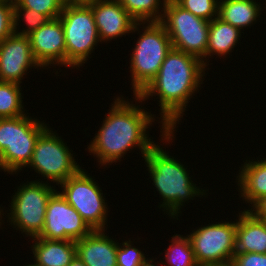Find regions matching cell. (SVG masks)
<instances>
[{
  "label": "cell",
  "mask_w": 266,
  "mask_h": 266,
  "mask_svg": "<svg viewBox=\"0 0 266 266\" xmlns=\"http://www.w3.org/2000/svg\"><path fill=\"white\" fill-rule=\"evenodd\" d=\"M3 210H4V209H1V208H0V221H2V217H1V216H2V215L4 216V214H6V213L3 212ZM1 225H2V222H0V226H1Z\"/></svg>",
  "instance_id": "cell-35"
},
{
  "label": "cell",
  "mask_w": 266,
  "mask_h": 266,
  "mask_svg": "<svg viewBox=\"0 0 266 266\" xmlns=\"http://www.w3.org/2000/svg\"><path fill=\"white\" fill-rule=\"evenodd\" d=\"M42 67L36 61L28 36L13 33L0 42V81L21 84L27 71Z\"/></svg>",
  "instance_id": "cell-13"
},
{
  "label": "cell",
  "mask_w": 266,
  "mask_h": 266,
  "mask_svg": "<svg viewBox=\"0 0 266 266\" xmlns=\"http://www.w3.org/2000/svg\"><path fill=\"white\" fill-rule=\"evenodd\" d=\"M65 0H19L13 8H29L46 15L50 20L60 16Z\"/></svg>",
  "instance_id": "cell-27"
},
{
  "label": "cell",
  "mask_w": 266,
  "mask_h": 266,
  "mask_svg": "<svg viewBox=\"0 0 266 266\" xmlns=\"http://www.w3.org/2000/svg\"><path fill=\"white\" fill-rule=\"evenodd\" d=\"M97 135L88 145V152L97 158L99 166L117 163L128 151L138 147L142 158L155 145L147 129L155 123L154 114L147 112L121 95L114 99ZM143 108V109H142ZM101 164V165H100Z\"/></svg>",
  "instance_id": "cell-2"
},
{
  "label": "cell",
  "mask_w": 266,
  "mask_h": 266,
  "mask_svg": "<svg viewBox=\"0 0 266 266\" xmlns=\"http://www.w3.org/2000/svg\"><path fill=\"white\" fill-rule=\"evenodd\" d=\"M20 84L0 81V118L25 115Z\"/></svg>",
  "instance_id": "cell-23"
},
{
  "label": "cell",
  "mask_w": 266,
  "mask_h": 266,
  "mask_svg": "<svg viewBox=\"0 0 266 266\" xmlns=\"http://www.w3.org/2000/svg\"><path fill=\"white\" fill-rule=\"evenodd\" d=\"M241 31L233 25L214 18L209 22V36L206 51V67L209 65L207 58L213 55L226 57L234 50L241 38ZM208 63V64H207Z\"/></svg>",
  "instance_id": "cell-20"
},
{
  "label": "cell",
  "mask_w": 266,
  "mask_h": 266,
  "mask_svg": "<svg viewBox=\"0 0 266 266\" xmlns=\"http://www.w3.org/2000/svg\"><path fill=\"white\" fill-rule=\"evenodd\" d=\"M141 23L142 33L136 41L130 61L131 89L139 95L157 76L167 54L173 48L171 39L160 22Z\"/></svg>",
  "instance_id": "cell-5"
},
{
  "label": "cell",
  "mask_w": 266,
  "mask_h": 266,
  "mask_svg": "<svg viewBox=\"0 0 266 266\" xmlns=\"http://www.w3.org/2000/svg\"><path fill=\"white\" fill-rule=\"evenodd\" d=\"M91 231L80 214L56 191L48 200L44 228L38 237L77 241Z\"/></svg>",
  "instance_id": "cell-12"
},
{
  "label": "cell",
  "mask_w": 266,
  "mask_h": 266,
  "mask_svg": "<svg viewBox=\"0 0 266 266\" xmlns=\"http://www.w3.org/2000/svg\"><path fill=\"white\" fill-rule=\"evenodd\" d=\"M13 4L0 0V42L14 33Z\"/></svg>",
  "instance_id": "cell-29"
},
{
  "label": "cell",
  "mask_w": 266,
  "mask_h": 266,
  "mask_svg": "<svg viewBox=\"0 0 266 266\" xmlns=\"http://www.w3.org/2000/svg\"><path fill=\"white\" fill-rule=\"evenodd\" d=\"M169 247L165 251L166 266H199L196 262L192 244L188 236L176 234L172 236Z\"/></svg>",
  "instance_id": "cell-24"
},
{
  "label": "cell",
  "mask_w": 266,
  "mask_h": 266,
  "mask_svg": "<svg viewBox=\"0 0 266 266\" xmlns=\"http://www.w3.org/2000/svg\"><path fill=\"white\" fill-rule=\"evenodd\" d=\"M261 8L256 0H219L218 18L244 31L257 22Z\"/></svg>",
  "instance_id": "cell-21"
},
{
  "label": "cell",
  "mask_w": 266,
  "mask_h": 266,
  "mask_svg": "<svg viewBox=\"0 0 266 266\" xmlns=\"http://www.w3.org/2000/svg\"><path fill=\"white\" fill-rule=\"evenodd\" d=\"M188 234L199 266L231 263L236 246V222H216Z\"/></svg>",
  "instance_id": "cell-11"
},
{
  "label": "cell",
  "mask_w": 266,
  "mask_h": 266,
  "mask_svg": "<svg viewBox=\"0 0 266 266\" xmlns=\"http://www.w3.org/2000/svg\"><path fill=\"white\" fill-rule=\"evenodd\" d=\"M236 177L240 198L250 203L251 208L266 196V158L246 160Z\"/></svg>",
  "instance_id": "cell-18"
},
{
  "label": "cell",
  "mask_w": 266,
  "mask_h": 266,
  "mask_svg": "<svg viewBox=\"0 0 266 266\" xmlns=\"http://www.w3.org/2000/svg\"><path fill=\"white\" fill-rule=\"evenodd\" d=\"M58 18L66 43V67L80 68L101 42L91 6L65 4Z\"/></svg>",
  "instance_id": "cell-6"
},
{
  "label": "cell",
  "mask_w": 266,
  "mask_h": 266,
  "mask_svg": "<svg viewBox=\"0 0 266 266\" xmlns=\"http://www.w3.org/2000/svg\"><path fill=\"white\" fill-rule=\"evenodd\" d=\"M49 126L36 140L32 159L27 167H31L44 179L59 184L75 175L81 167L71 154L72 151L65 144L62 137L52 131ZM57 135V136H56ZM49 179V180H48Z\"/></svg>",
  "instance_id": "cell-10"
},
{
  "label": "cell",
  "mask_w": 266,
  "mask_h": 266,
  "mask_svg": "<svg viewBox=\"0 0 266 266\" xmlns=\"http://www.w3.org/2000/svg\"><path fill=\"white\" fill-rule=\"evenodd\" d=\"M27 115L0 118V169L9 174L28 166L36 140L48 127V123Z\"/></svg>",
  "instance_id": "cell-4"
},
{
  "label": "cell",
  "mask_w": 266,
  "mask_h": 266,
  "mask_svg": "<svg viewBox=\"0 0 266 266\" xmlns=\"http://www.w3.org/2000/svg\"><path fill=\"white\" fill-rule=\"evenodd\" d=\"M250 211H252L258 218L266 221V196L259 200Z\"/></svg>",
  "instance_id": "cell-31"
},
{
  "label": "cell",
  "mask_w": 266,
  "mask_h": 266,
  "mask_svg": "<svg viewBox=\"0 0 266 266\" xmlns=\"http://www.w3.org/2000/svg\"><path fill=\"white\" fill-rule=\"evenodd\" d=\"M231 264L232 266H266V254L235 253Z\"/></svg>",
  "instance_id": "cell-30"
},
{
  "label": "cell",
  "mask_w": 266,
  "mask_h": 266,
  "mask_svg": "<svg viewBox=\"0 0 266 266\" xmlns=\"http://www.w3.org/2000/svg\"><path fill=\"white\" fill-rule=\"evenodd\" d=\"M56 191L47 181L38 179L17 187L9 206L10 213L6 215L11 226L26 237H38L44 228L48 200Z\"/></svg>",
  "instance_id": "cell-7"
},
{
  "label": "cell",
  "mask_w": 266,
  "mask_h": 266,
  "mask_svg": "<svg viewBox=\"0 0 266 266\" xmlns=\"http://www.w3.org/2000/svg\"><path fill=\"white\" fill-rule=\"evenodd\" d=\"M209 22L167 0L160 23L168 33L174 49L198 57L206 66Z\"/></svg>",
  "instance_id": "cell-8"
},
{
  "label": "cell",
  "mask_w": 266,
  "mask_h": 266,
  "mask_svg": "<svg viewBox=\"0 0 266 266\" xmlns=\"http://www.w3.org/2000/svg\"><path fill=\"white\" fill-rule=\"evenodd\" d=\"M63 198L92 230H107L108 205L102 189L84 169L60 183ZM106 227V228H105Z\"/></svg>",
  "instance_id": "cell-9"
},
{
  "label": "cell",
  "mask_w": 266,
  "mask_h": 266,
  "mask_svg": "<svg viewBox=\"0 0 266 266\" xmlns=\"http://www.w3.org/2000/svg\"><path fill=\"white\" fill-rule=\"evenodd\" d=\"M132 243L131 239L118 243L116 255L117 266H142L146 257L138 247L132 246L134 245Z\"/></svg>",
  "instance_id": "cell-28"
},
{
  "label": "cell",
  "mask_w": 266,
  "mask_h": 266,
  "mask_svg": "<svg viewBox=\"0 0 266 266\" xmlns=\"http://www.w3.org/2000/svg\"><path fill=\"white\" fill-rule=\"evenodd\" d=\"M197 17L211 21L218 17L219 0H174Z\"/></svg>",
  "instance_id": "cell-26"
},
{
  "label": "cell",
  "mask_w": 266,
  "mask_h": 266,
  "mask_svg": "<svg viewBox=\"0 0 266 266\" xmlns=\"http://www.w3.org/2000/svg\"><path fill=\"white\" fill-rule=\"evenodd\" d=\"M119 2L137 23H146L161 21L167 0H119Z\"/></svg>",
  "instance_id": "cell-22"
},
{
  "label": "cell",
  "mask_w": 266,
  "mask_h": 266,
  "mask_svg": "<svg viewBox=\"0 0 266 266\" xmlns=\"http://www.w3.org/2000/svg\"><path fill=\"white\" fill-rule=\"evenodd\" d=\"M68 266H86L83 261L76 255Z\"/></svg>",
  "instance_id": "cell-34"
},
{
  "label": "cell",
  "mask_w": 266,
  "mask_h": 266,
  "mask_svg": "<svg viewBox=\"0 0 266 266\" xmlns=\"http://www.w3.org/2000/svg\"><path fill=\"white\" fill-rule=\"evenodd\" d=\"M105 234V230H92L75 241L76 255L86 266H117L118 242Z\"/></svg>",
  "instance_id": "cell-16"
},
{
  "label": "cell",
  "mask_w": 266,
  "mask_h": 266,
  "mask_svg": "<svg viewBox=\"0 0 266 266\" xmlns=\"http://www.w3.org/2000/svg\"><path fill=\"white\" fill-rule=\"evenodd\" d=\"M32 239L34 263L38 266H68L76 256V243L73 240Z\"/></svg>",
  "instance_id": "cell-19"
},
{
  "label": "cell",
  "mask_w": 266,
  "mask_h": 266,
  "mask_svg": "<svg viewBox=\"0 0 266 266\" xmlns=\"http://www.w3.org/2000/svg\"><path fill=\"white\" fill-rule=\"evenodd\" d=\"M99 0H65L66 4H72V5H90Z\"/></svg>",
  "instance_id": "cell-32"
},
{
  "label": "cell",
  "mask_w": 266,
  "mask_h": 266,
  "mask_svg": "<svg viewBox=\"0 0 266 266\" xmlns=\"http://www.w3.org/2000/svg\"><path fill=\"white\" fill-rule=\"evenodd\" d=\"M90 6L101 43L141 30V23L130 16L119 0H99Z\"/></svg>",
  "instance_id": "cell-15"
},
{
  "label": "cell",
  "mask_w": 266,
  "mask_h": 266,
  "mask_svg": "<svg viewBox=\"0 0 266 266\" xmlns=\"http://www.w3.org/2000/svg\"><path fill=\"white\" fill-rule=\"evenodd\" d=\"M155 261V259H149V258H146L144 261H143V264H142V266H162V264H164V262H162V259H161V263H159L158 261H157V263L156 262H154ZM155 263V264H154ZM157 264V265H156ZM160 264V265H159Z\"/></svg>",
  "instance_id": "cell-33"
},
{
  "label": "cell",
  "mask_w": 266,
  "mask_h": 266,
  "mask_svg": "<svg viewBox=\"0 0 266 266\" xmlns=\"http://www.w3.org/2000/svg\"><path fill=\"white\" fill-rule=\"evenodd\" d=\"M206 69L198 57L172 48L157 76L139 95H135L134 100L139 103L155 95L160 99L161 141L172 143L176 125L183 118L187 103L203 84Z\"/></svg>",
  "instance_id": "cell-1"
},
{
  "label": "cell",
  "mask_w": 266,
  "mask_h": 266,
  "mask_svg": "<svg viewBox=\"0 0 266 266\" xmlns=\"http://www.w3.org/2000/svg\"><path fill=\"white\" fill-rule=\"evenodd\" d=\"M211 266H232V264L228 263V264H223V265H211Z\"/></svg>",
  "instance_id": "cell-37"
},
{
  "label": "cell",
  "mask_w": 266,
  "mask_h": 266,
  "mask_svg": "<svg viewBox=\"0 0 266 266\" xmlns=\"http://www.w3.org/2000/svg\"><path fill=\"white\" fill-rule=\"evenodd\" d=\"M24 266H38V265H36L35 263H32V264H28V265H24Z\"/></svg>",
  "instance_id": "cell-38"
},
{
  "label": "cell",
  "mask_w": 266,
  "mask_h": 266,
  "mask_svg": "<svg viewBox=\"0 0 266 266\" xmlns=\"http://www.w3.org/2000/svg\"><path fill=\"white\" fill-rule=\"evenodd\" d=\"M237 216L235 253L266 254V221L258 218L250 208L240 211Z\"/></svg>",
  "instance_id": "cell-17"
},
{
  "label": "cell",
  "mask_w": 266,
  "mask_h": 266,
  "mask_svg": "<svg viewBox=\"0 0 266 266\" xmlns=\"http://www.w3.org/2000/svg\"><path fill=\"white\" fill-rule=\"evenodd\" d=\"M28 38L33 55L43 69L56 64L66 67V43L59 18L49 20Z\"/></svg>",
  "instance_id": "cell-14"
},
{
  "label": "cell",
  "mask_w": 266,
  "mask_h": 266,
  "mask_svg": "<svg viewBox=\"0 0 266 266\" xmlns=\"http://www.w3.org/2000/svg\"><path fill=\"white\" fill-rule=\"evenodd\" d=\"M13 16L14 33L24 36L30 35L32 32L36 31L38 28H40L42 25H45L50 20L46 15L29 8H13ZM22 18L25 21L27 27L21 29L22 31L20 30L19 32L20 28L18 27H20L19 23L21 22L20 19Z\"/></svg>",
  "instance_id": "cell-25"
},
{
  "label": "cell",
  "mask_w": 266,
  "mask_h": 266,
  "mask_svg": "<svg viewBox=\"0 0 266 266\" xmlns=\"http://www.w3.org/2000/svg\"><path fill=\"white\" fill-rule=\"evenodd\" d=\"M160 147L161 145H158V143L155 144L143 160H145L148 168V174L150 173L149 178L152 179V184L162 197L163 202L162 204L159 203V208H163L162 210L171 217L170 219L178 220V216L182 213L180 210L182 206L188 200H193L195 196H205L208 194L206 193L208 189L204 190L198 186L196 187L184 164L169 155L166 149L164 151Z\"/></svg>",
  "instance_id": "cell-3"
},
{
  "label": "cell",
  "mask_w": 266,
  "mask_h": 266,
  "mask_svg": "<svg viewBox=\"0 0 266 266\" xmlns=\"http://www.w3.org/2000/svg\"><path fill=\"white\" fill-rule=\"evenodd\" d=\"M6 2H9V3H12V4H15V3H18L19 0H5Z\"/></svg>",
  "instance_id": "cell-36"
}]
</instances>
